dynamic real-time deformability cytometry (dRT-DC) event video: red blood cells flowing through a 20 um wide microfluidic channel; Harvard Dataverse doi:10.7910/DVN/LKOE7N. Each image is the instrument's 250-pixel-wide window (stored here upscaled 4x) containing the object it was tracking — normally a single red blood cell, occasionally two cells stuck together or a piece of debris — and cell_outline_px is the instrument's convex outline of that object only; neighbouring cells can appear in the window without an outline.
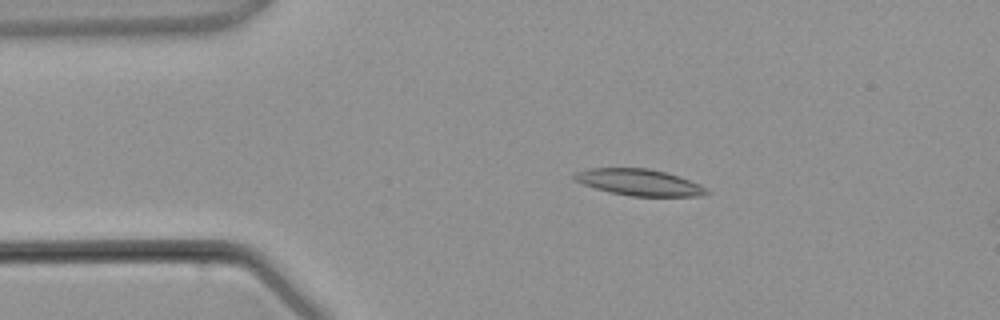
{"species": "common noctule bat (a hibernating species)", "species_latin": "Nyctalus noctula", "temperature_condition": "warm", "stored_images_in_passage": 2, "camera_frame_rate_fps": 3000, "um_per_image_px": 0.085, "animal": {"sex": "male", "body_mass_g": 21.5, "forearm_length_mm": 52.0}, "frame": {"image": 1, "passage_image": 1, "time_ms": 0.0, "image_size_px": [1000, 320], "cell_outline_px": [[708, 192], [696, 196], [632, 196], [608, 192], [584, 184], [576, 180], [572, 176], [572, 172], [588, 168], [648, 168], [664, 172], [700, 184]], "centroid_in_image_um": [54.24, 15.49], "position_along_channel_um": 30.8, "area_um2": 20.06}}